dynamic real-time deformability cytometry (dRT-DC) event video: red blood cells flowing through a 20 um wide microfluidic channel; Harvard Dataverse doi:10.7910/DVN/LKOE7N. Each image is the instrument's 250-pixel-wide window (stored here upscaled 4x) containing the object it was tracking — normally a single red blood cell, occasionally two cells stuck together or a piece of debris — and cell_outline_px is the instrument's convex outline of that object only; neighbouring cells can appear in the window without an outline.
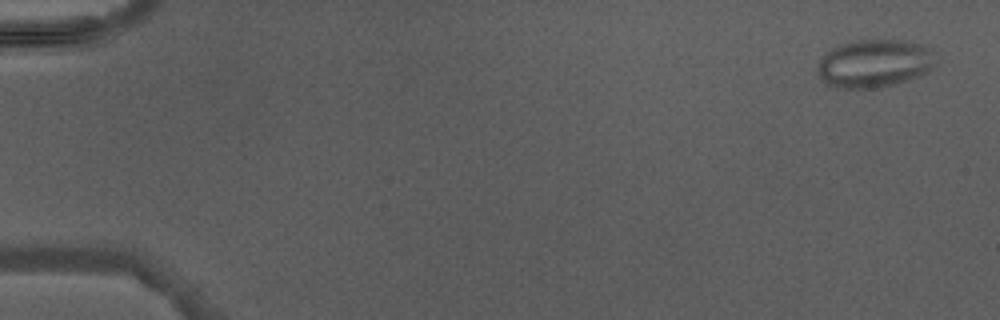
{"species": "Egyptian fruit bat (a non-hibernating species)", "species_latin": "Rousettus aegyptiacus", "temperature_condition": "warm", "stored_images_in_passage": 3, "camera_frame_rate_fps": 3000, "um_per_image_px": 0.085, "animal": {"sex": "male"}, "frame": {"image": 1, "passage_image": 3, "time_ms": 3.333, "image_size_px": [1000, 320], "cell_outline_px": [[936, 64], [928, 72], [880, 88], [836, 88], [828, 84], [816, 72], [816, 68], [824, 52], [840, 44], [852, 40], [908, 40], [928, 44], [936, 52]], "centroid_in_image_um": [74.36, 5.36], "position_along_channel_um": 10.6, "area_um2": 33.7}}